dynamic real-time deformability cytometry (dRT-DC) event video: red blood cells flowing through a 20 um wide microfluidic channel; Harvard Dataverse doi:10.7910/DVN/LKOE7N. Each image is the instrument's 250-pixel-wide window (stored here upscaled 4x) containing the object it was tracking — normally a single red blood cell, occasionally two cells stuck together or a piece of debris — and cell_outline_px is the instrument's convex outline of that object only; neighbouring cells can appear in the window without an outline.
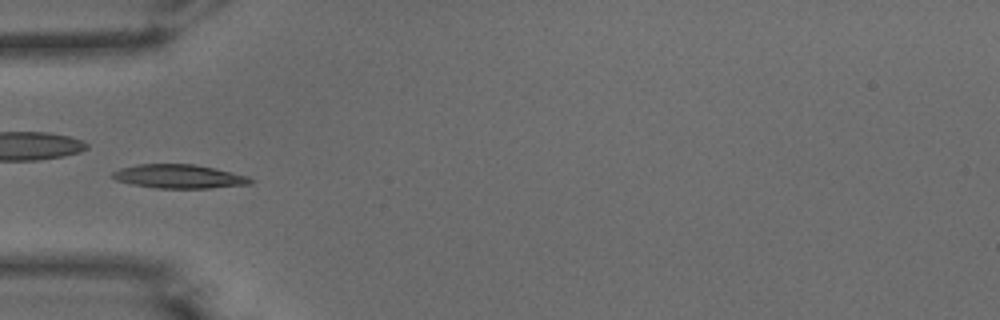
{"species": "common noctule bat (a hibernating species)", "species_latin": "Nyctalus noctula", "temperature_condition": "warm", "stored_images_in_passage": 30, "camera_frame_rate_fps": 3000, "um_per_image_px": 0.085, "animal": {"sex": "male", "body_mass_g": 15.6}, "frame": {"image": 1, "passage_image": 1, "time_ms": 0.0, "image_size_px": [1000, 320], "cell_outline_px": [[256, 180], [252, 184], [208, 188], [156, 188], [132, 184], [116, 180], [108, 176], [112, 172], [120, 168], [136, 164], [196, 164], [216, 168], [248, 176]], "centroid_in_image_um": [15.22, 14.99], "position_along_channel_um": 69.8, "area_um2": 19.42}, "authors_computed_cell_mechanics": {"area_um2": 17.6579, "velocity_mm_per_s": 3.8706, "shape_relaxation_time_tau1_ms": 3.4348, "shape_relaxation_time_tau2_ms": 3.1738, "deformation_change_tau1": 0.1341, "deformation_change_tau2": 0.0732}}